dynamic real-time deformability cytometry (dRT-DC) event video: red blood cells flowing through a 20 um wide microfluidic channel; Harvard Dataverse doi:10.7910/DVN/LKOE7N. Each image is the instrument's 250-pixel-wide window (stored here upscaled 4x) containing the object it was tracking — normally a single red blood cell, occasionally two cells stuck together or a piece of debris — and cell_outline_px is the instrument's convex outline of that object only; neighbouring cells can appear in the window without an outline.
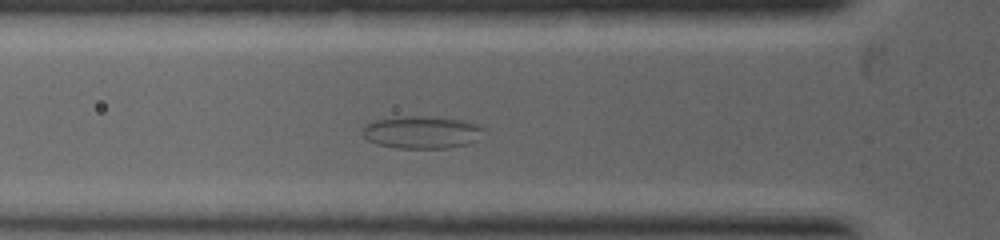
{"species": "common noctule bat (a hibernating species)", "species_latin": "Nyctalus noctula", "temperature_condition": "warm", "stored_images_in_passage": 9, "camera_frame_rate_fps": 5000, "um_per_image_px": 0.085, "animal": {"sex": "female", "body_mass_g": 19.0, "forearm_length_mm": 53.3}, "frame": {"image": 1, "passage_image": 6, "time_ms": 2.2, "image_size_px": [1000, 240], "cell_outline_px": [[484, 128], [476, 140], [468, 144], [448, 148], [396, 148], [376, 144], [368, 140], [364, 136], [364, 128], [368, 124], [376, 120], [408, 116], [436, 116], [464, 120], [476, 124]], "centroid_in_image_um": [35.88, 11.24], "position_along_channel_um": 89.9, "area_um2": 22.77}}
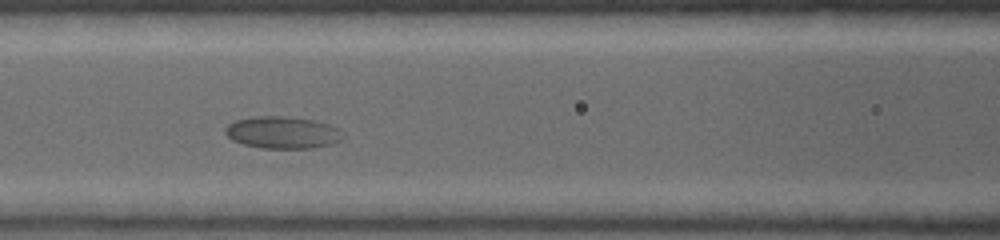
{"frame": {"image": 2, "passage_image": 8, "time_ms": 3.0, "image_size_px": [1000, 240], "cell_outline_px": [[344, 136], [340, 140], [332, 144], [312, 148], [260, 148], [244, 144], [232, 140], [224, 132], [224, 128], [228, 124], [236, 120], [256, 116], [284, 116], [312, 120], [328, 124], [340, 128], [344, 132]], "centroid_in_image_um": [24.03, 11.26], "position_along_channel_um": 142.6, "area_um2": 22.08}}